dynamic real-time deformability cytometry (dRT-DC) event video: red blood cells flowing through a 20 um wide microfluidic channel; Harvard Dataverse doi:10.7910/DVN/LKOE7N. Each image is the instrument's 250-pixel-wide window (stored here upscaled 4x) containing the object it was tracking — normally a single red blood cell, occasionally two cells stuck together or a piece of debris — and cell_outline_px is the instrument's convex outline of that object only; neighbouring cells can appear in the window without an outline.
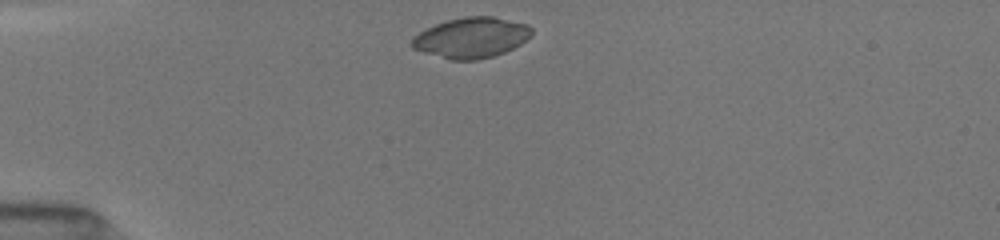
{"species": "common noctule bat (a hibernating species)", "species_latin": "Nyctalus noctula", "temperature_condition": "room temperature", "stored_images_in_passage": 5, "camera_frame_rate_fps": 3000, "um_per_image_px": 0.085, "animal": {"sex": "female", "body_mass_g": 19.5, "forearm_length_mm": 54.1}, "frame": {"image": 1, "passage_image": 1, "time_ms": 0.0, "image_size_px": [1000, 240], "cell_outline_px": [[532, 36], [520, 44], [504, 52], [492, 56], [476, 60], [448, 60], [412, 48], [412, 36], [436, 24], [448, 20], [464, 16], [492, 16], [528, 24], [532, 28]], "centroid_in_image_um": [40.07, 3.2], "position_along_channel_um": 44.9, "area_um2": 28.21}}
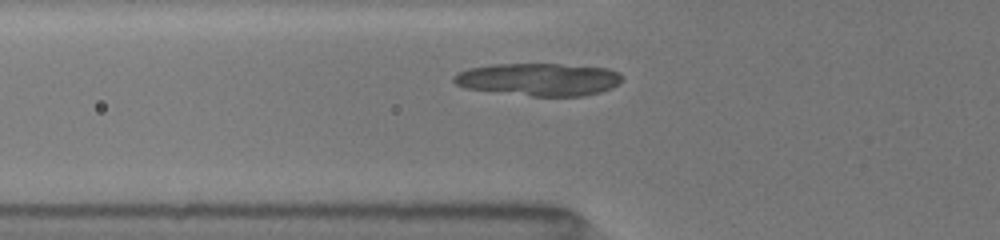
{"frame": {"image": 2, "passage_image": 5, "time_ms": 1.667, "image_size_px": [1000, 240], "cell_outline_px": [[624, 76], [620, 84], [612, 88], [600, 92], [584, 96], [532, 96], [464, 88], [456, 84], [452, 80], [452, 76], [456, 72], [468, 68], [492, 64], [560, 64], [608, 68], [620, 72]], "centroid_in_image_um": [45.81, 6.74], "position_along_channel_um": 80.0, "area_um2": 32.37}}